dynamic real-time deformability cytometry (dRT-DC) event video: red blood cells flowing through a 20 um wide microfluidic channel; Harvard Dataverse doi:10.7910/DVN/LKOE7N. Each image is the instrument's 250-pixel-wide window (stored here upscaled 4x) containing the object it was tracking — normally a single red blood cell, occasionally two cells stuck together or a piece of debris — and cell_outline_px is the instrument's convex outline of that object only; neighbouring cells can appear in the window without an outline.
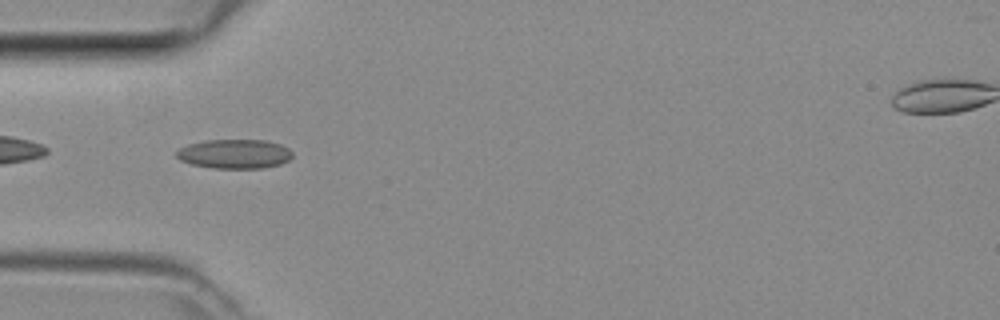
{"species": "common noctule bat (a hibernating species)", "species_latin": "Nyctalus noctula", "temperature_condition": "room temperature", "stored_images_in_passage": 43, "camera_frame_rate_fps": 3000, "um_per_image_px": 0.085, "animal": {"sex": "female", "body_mass_g": 29.2, "forearm_length_mm": 56.3}, "frame": {"image": 1, "passage_image": 11, "time_ms": 3.333, "image_size_px": [1000, 320], "cell_outline_px": [[292, 156], [288, 160], [280, 164], [264, 168], [212, 168], [192, 164], [180, 160], [176, 156], [176, 152], [180, 148], [188, 144], [204, 140], [264, 140], [280, 144], [288, 148], [292, 152]], "centroid_in_image_um": [19.93, 13.08], "position_along_channel_um": 65.1, "area_um2": 19.77}}
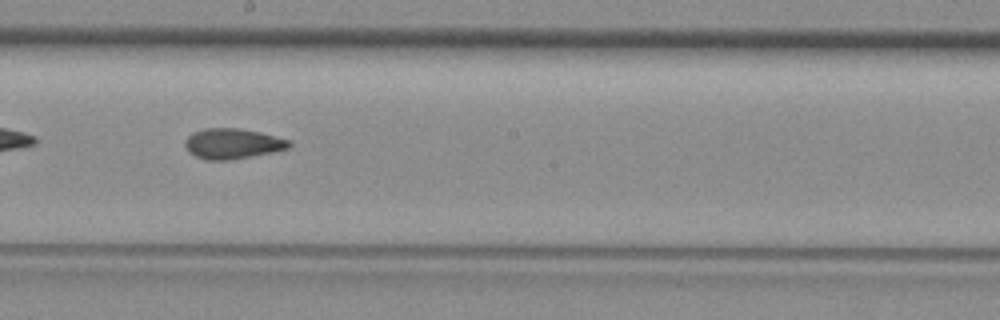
{"frame": {"image": 2, "passage_image": 22, "time_ms": 7.0, "image_size_px": [1000, 320], "cell_outline_px": [[292, 144], [288, 148], [228, 160], [204, 160], [188, 152], [184, 144], [184, 140], [192, 132], [204, 128], [240, 128], [260, 132], [288, 140]], "centroid_in_image_um": [19.68, 12.19], "position_along_channel_um": 228.5, "area_um2": 18.21}}
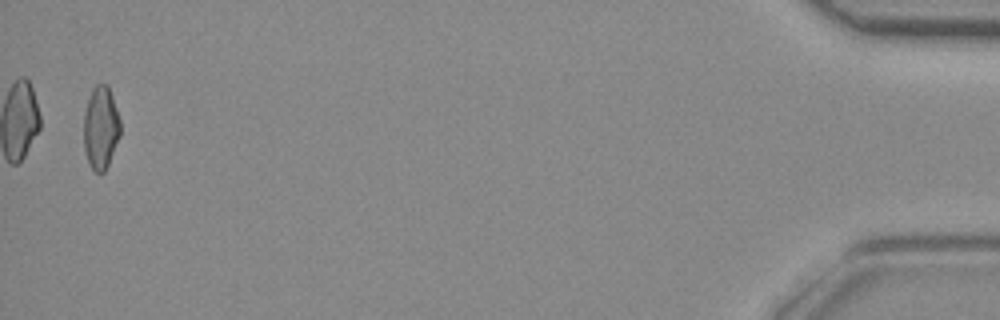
{"frame": {"image": 3, "passage_image": 42, "time_ms": 13.667, "image_size_px": [1000, 320], "cell_outline_px": [[120, 136], [108, 164], [104, 172], [96, 172], [88, 164], [84, 148], [84, 112], [92, 88], [96, 84], [108, 84], [120, 120]], "centroid_in_image_um": [8.56, 10.85], "position_along_channel_um": 426.6, "area_um2": 17.63}}